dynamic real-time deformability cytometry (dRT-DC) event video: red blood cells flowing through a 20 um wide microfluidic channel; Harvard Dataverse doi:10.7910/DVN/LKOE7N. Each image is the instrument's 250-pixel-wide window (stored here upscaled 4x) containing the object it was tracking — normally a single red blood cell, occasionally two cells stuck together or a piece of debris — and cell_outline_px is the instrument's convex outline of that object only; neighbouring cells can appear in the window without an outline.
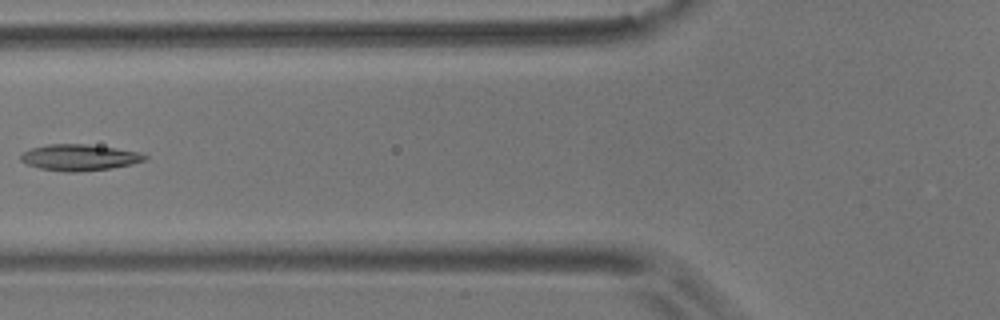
{"species": "common noctule bat (a hibernating species)", "species_latin": "Nyctalus noctula", "temperature_condition": "room temperature", "stored_images_in_passage": 5, "camera_frame_rate_fps": 3000, "um_per_image_px": 0.085, "animal": {"sex": "male", "body_mass_g": 17.9}, "frame": {"image": 1, "passage_image": 4, "time_ms": 6.333, "image_size_px": [1000, 320], "cell_outline_px": [[148, 160], [132, 164], [112, 168], [76, 172], [64, 172], [40, 168], [28, 164], [20, 160], [20, 156], [24, 152], [32, 148], [48, 144], [88, 144], [116, 148], [140, 152], [148, 156]], "centroid_in_image_um": [6.8, 13.38], "position_along_channel_um": 119.0, "area_um2": 19.02}}
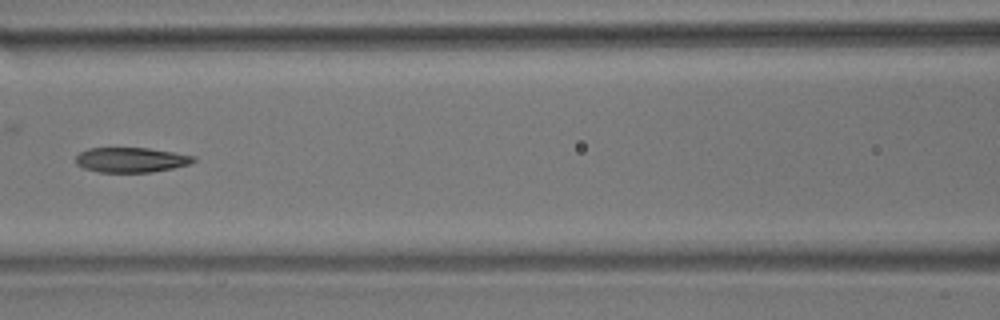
{"frame": {"image": 2, "passage_image": 5, "time_ms": 7.333, "image_size_px": [1000, 320], "cell_outline_px": [[196, 160], [188, 164], [172, 168], [152, 172], [100, 172], [84, 168], [76, 164], [76, 156], [80, 152], [88, 148], [148, 148], [196, 156]], "centroid_in_image_um": [11.13, 13.58], "position_along_channel_um": 155.5, "area_um2": 16.99}}